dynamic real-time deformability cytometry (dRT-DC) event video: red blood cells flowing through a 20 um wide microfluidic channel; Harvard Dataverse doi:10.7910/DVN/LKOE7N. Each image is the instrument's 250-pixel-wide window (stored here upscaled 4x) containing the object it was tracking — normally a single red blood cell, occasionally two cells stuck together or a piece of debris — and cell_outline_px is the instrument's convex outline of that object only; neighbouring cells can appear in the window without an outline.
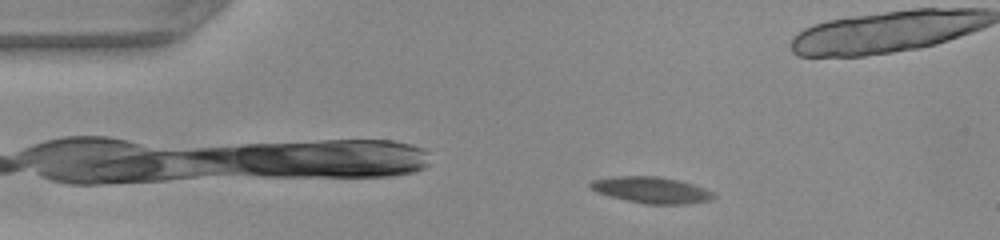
{"species": "common noctule bat (a hibernating species)", "species_latin": "Nyctalus noctula", "temperature_condition": "warm", "stored_images_in_passage": 49, "camera_frame_rate_fps": 3000, "um_per_image_px": 0.085, "animal": {"sex": "female", "body_mass_g": 22.0, "forearm_length_mm": 56.7}, "frame": {"image": 1, "passage_image": 7, "time_ms": 2.0, "image_size_px": [1000, 240], "cell_outline_px": [[716, 196], [712, 200], [684, 204], [644, 204], [608, 196], [596, 192], [588, 184], [592, 180], [612, 176], [656, 176], [680, 180], [704, 188], [712, 192]], "centroid_in_image_um": [55.35, 16.15], "position_along_channel_um": 29.6, "area_um2": 18.96}}
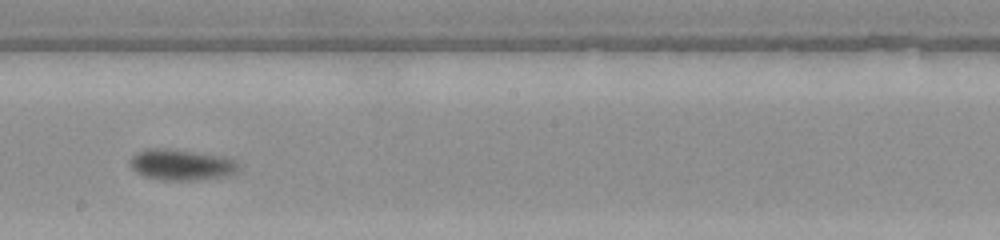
{"frame": {"image": 2, "passage_image": 26, "time_ms": 8.333, "image_size_px": [1000, 240], "cell_outline_px": [[240, 168], [232, 176], [204, 180], [164, 180], [144, 176], [136, 172], [132, 168], [128, 160], [132, 156], [140, 152], [152, 148], [168, 148], [216, 156], [236, 160], [240, 164]], "centroid_in_image_um": [15.46, 14.03], "position_along_channel_um": 232.7, "area_um2": 19.59}}
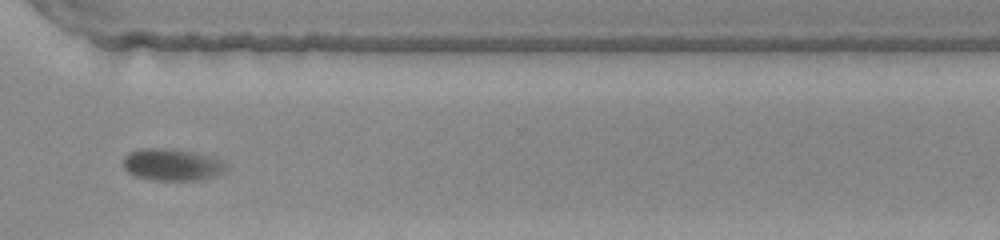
{"frame": {"image": 3, "passage_image": 35, "time_ms": 11.333, "image_size_px": [1000, 240], "cell_outline_px": [[228, 168], [224, 172], [216, 176], [200, 180], [148, 180], [136, 176], [128, 172], [124, 168], [124, 156], [128, 152], [140, 148], [168, 148], [192, 152], [212, 156], [228, 160]], "centroid_in_image_um": [14.69, 13.99], "position_along_channel_um": 355.9, "area_um2": 19.65}, "authors_computed_cell_mechanics": {"area_um2": 18.785, "velocity_mm_per_s": 4.0864, "shape_relaxation_time_tau1_ms": 3.9823, "shape_relaxation_time_tau2_ms": null, "deformation_change_tau1": 0.152, "deformation_change_tau2": null}}